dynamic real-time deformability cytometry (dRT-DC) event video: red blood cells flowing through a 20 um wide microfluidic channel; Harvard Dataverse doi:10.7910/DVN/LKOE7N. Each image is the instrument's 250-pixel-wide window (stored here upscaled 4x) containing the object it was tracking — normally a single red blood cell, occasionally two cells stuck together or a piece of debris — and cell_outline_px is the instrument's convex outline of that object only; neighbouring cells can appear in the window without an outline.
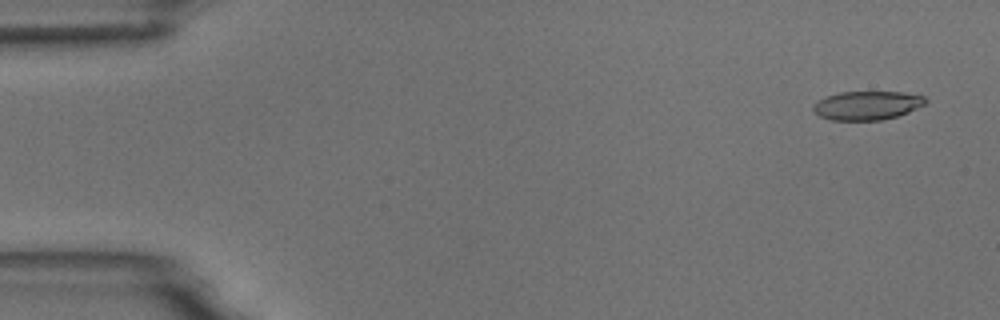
{"species": "common noctule bat (a hibernating species)", "species_latin": "Nyctalus noctula", "temperature_condition": "room temperature", "stored_images_in_passage": 6, "camera_frame_rate_fps": 3000, "um_per_image_px": 0.085, "animal": {"sex": "male", "body_mass_g": 18.8}, "frame": {"image": 1, "passage_image": 1, "time_ms": 0.0, "image_size_px": [1000, 320], "cell_outline_px": [[928, 100], [924, 104], [908, 112], [896, 116], [880, 120], [832, 120], [820, 116], [812, 108], [816, 100], [824, 96], [840, 92], [904, 92], [924, 96]], "centroid_in_image_um": [73.68, 8.95], "position_along_channel_um": 11.3, "area_um2": 18.79}}
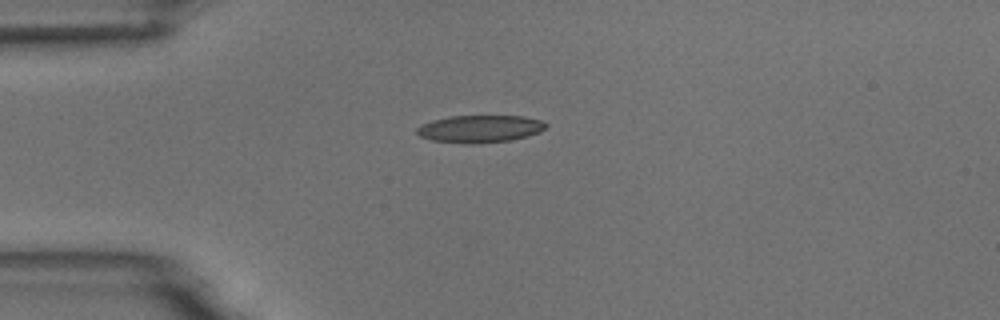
{"frame": {"image": 2, "passage_image": 4, "time_ms": 3.667, "image_size_px": [1000, 320], "cell_outline_px": [[548, 124], [540, 132], [528, 136], [512, 140], [480, 144], [464, 144], [432, 140], [420, 136], [416, 132], [416, 128], [420, 124], [432, 120], [452, 116], [524, 116], [544, 120]], "centroid_in_image_um": [40.81, 10.96], "position_along_channel_um": 44.2, "area_um2": 20.92}}